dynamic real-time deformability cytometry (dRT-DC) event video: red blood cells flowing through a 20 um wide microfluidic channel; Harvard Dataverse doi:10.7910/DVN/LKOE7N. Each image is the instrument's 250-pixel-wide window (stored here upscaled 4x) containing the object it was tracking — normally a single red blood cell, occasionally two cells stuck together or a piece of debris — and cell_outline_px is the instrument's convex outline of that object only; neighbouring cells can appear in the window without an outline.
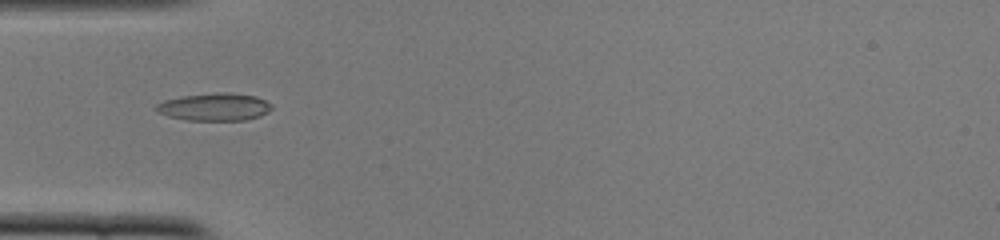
{"species": "common noctule bat (a hibernating species)", "species_latin": "Nyctalus noctula", "temperature_condition": "cold", "stored_images_in_passage": 39, "camera_frame_rate_fps": 3000, "um_per_image_px": 0.085, "animal": {"sex": "female", "body_mass_g": 22.0, "forearm_length_mm": 56.7}, "frame": {"image": 1, "passage_image": 4, "time_ms": 1.0, "image_size_px": [1000, 240], "cell_outline_px": [[272, 108], [268, 112], [260, 116], [244, 120], [188, 120], [168, 116], [156, 112], [156, 104], [164, 100], [180, 96], [220, 92], [228, 92], [256, 96], [272, 104]], "centroid_in_image_um": [18.23, 9.08], "position_along_channel_um": 66.8, "area_um2": 18.61}}
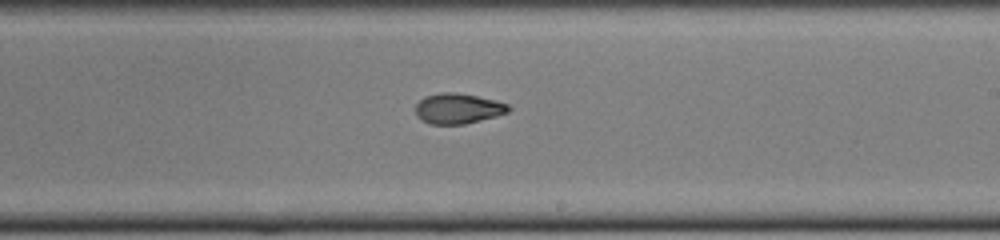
{"frame": {"image": 2, "passage_image": 18, "time_ms": 5.667, "image_size_px": [1000, 240], "cell_outline_px": [[512, 108], [508, 112], [496, 116], [464, 124], [428, 124], [420, 120], [416, 116], [416, 104], [424, 96], [440, 92], [456, 92], [496, 100], [508, 104]], "centroid_in_image_um": [38.91, 9.22], "position_along_channel_um": 250.1, "area_um2": 16.59}}
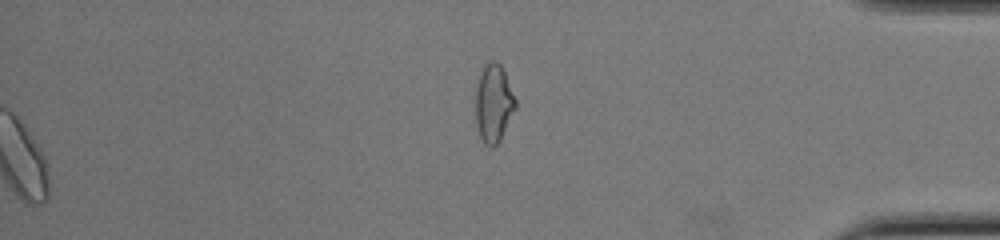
{"frame": {"image": 3, "passage_image": 31, "time_ms": 10.0, "image_size_px": [1000, 240], "cell_outline_px": [[516, 108], [500, 140], [492, 148], [484, 144], [480, 136], [476, 124], [476, 88], [480, 76], [484, 68], [492, 60], [496, 60], [500, 64], [504, 72], [516, 100]], "centroid_in_image_um": [41.96, 8.82], "position_along_channel_um": 393.2, "area_um2": 17.8}, "authors_computed_cell_mechanics": {"area_um2": 17.051, "velocity_mm_per_s": 3.9297, "shape_relaxation_time_tau1_ms": 8.9644, "shape_relaxation_time_tau2_ms": 2.0653, "deformation_change_tau1": 0.2658, "deformation_change_tau2": 0.078}}